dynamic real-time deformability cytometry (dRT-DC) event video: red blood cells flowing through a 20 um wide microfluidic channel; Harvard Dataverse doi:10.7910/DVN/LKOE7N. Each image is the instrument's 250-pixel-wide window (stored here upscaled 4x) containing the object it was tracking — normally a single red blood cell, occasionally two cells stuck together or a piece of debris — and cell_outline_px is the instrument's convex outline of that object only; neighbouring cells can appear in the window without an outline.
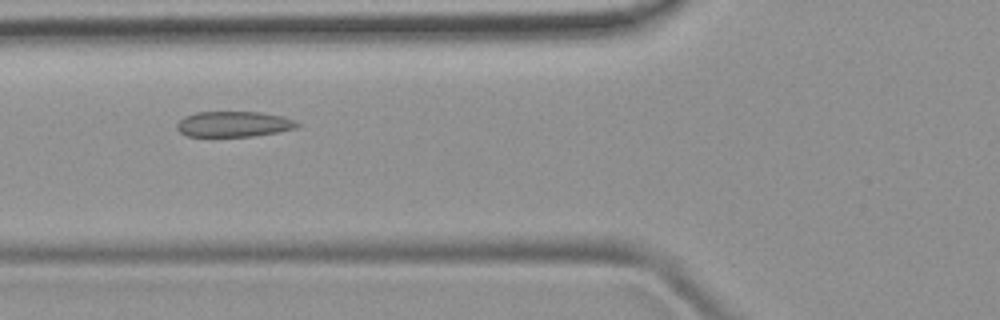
{"species": "common noctule bat (a hibernating species)", "species_latin": "Nyctalus noctula", "temperature_condition": "room temperature", "stored_images_in_passage": 8, "camera_frame_rate_fps": 3000, "um_per_image_px": 0.085, "animal": {"sex": "female", "body_mass_g": 19.9}, "frame": {"image": 1, "passage_image": 5, "time_ms": 4.667, "image_size_px": [1000, 320], "cell_outline_px": [[300, 124], [296, 128], [280, 132], [252, 136], [188, 136], [180, 132], [176, 128], [176, 124], [184, 116], [196, 112], [260, 112], [284, 116]], "centroid_in_image_um": [19.86, 10.54], "position_along_channel_um": 105.9, "area_um2": 17.92}}
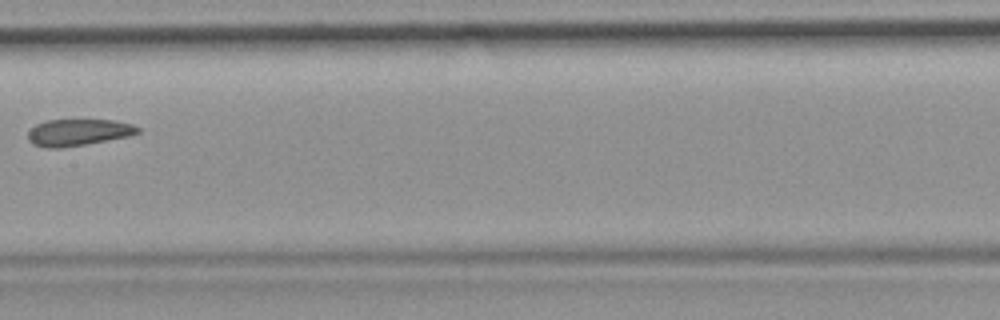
{"frame": {"image": 2, "passage_image": 7, "time_ms": 7.0, "image_size_px": [1000, 320], "cell_outline_px": [[140, 132], [128, 136], [84, 144], [60, 148], [44, 148], [32, 144], [28, 140], [28, 132], [36, 124], [48, 120], [116, 120], [132, 124], [140, 128]], "centroid_in_image_um": [6.63, 11.25], "position_along_channel_um": 200.8, "area_um2": 16.99}}
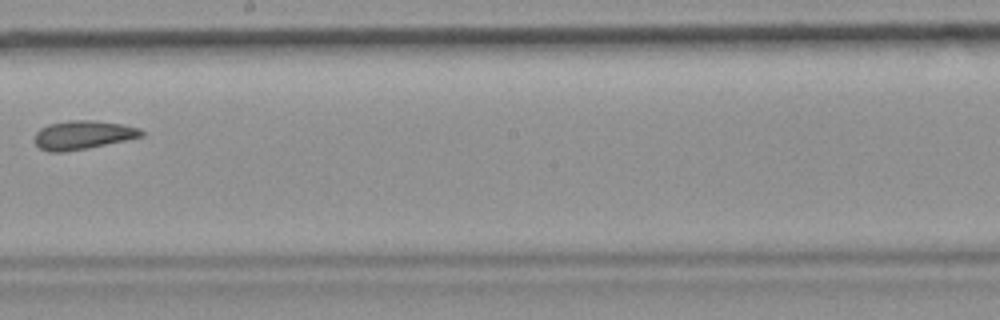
{"frame": {"image": 3, "passage_image": 8, "time_ms": 8.0, "image_size_px": [1000, 320], "cell_outline_px": [[144, 136], [88, 148], [64, 152], [48, 152], [40, 148], [36, 144], [36, 132], [40, 128], [48, 124], [68, 120], [96, 120], [124, 124], [140, 128], [144, 132]], "centroid_in_image_um": [7.07, 11.46], "position_along_channel_um": 241.1, "area_um2": 17.98}}